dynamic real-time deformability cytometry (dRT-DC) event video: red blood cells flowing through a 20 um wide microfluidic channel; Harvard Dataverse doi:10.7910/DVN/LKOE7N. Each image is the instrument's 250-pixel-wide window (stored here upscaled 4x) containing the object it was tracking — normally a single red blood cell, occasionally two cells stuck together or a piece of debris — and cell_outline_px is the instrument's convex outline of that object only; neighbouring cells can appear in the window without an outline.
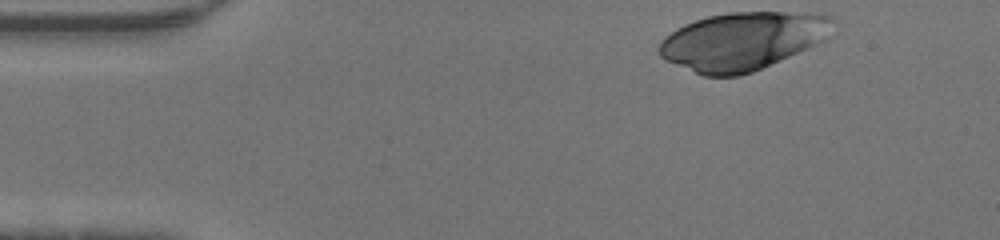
{"species": "human", "species_latin": "Homo sapiens", "temperature_condition": "warm", "stored_images_in_passage": 41, "camera_frame_rate_fps": 3000, "um_per_image_px": 0.085, "donor": {"sex": "male"}, "frame": {"image": 1, "passage_image": 1, "time_ms": 0.0, "image_size_px": [1000, 240], "cell_outline_px": [[836, 20], [828, 36], [824, 40], [808, 48], [752, 72], [736, 76], [704, 76], [664, 60], [656, 52], [656, 48], [660, 40], [664, 36], [676, 28], [684, 24], [708, 16], [728, 12], [808, 12], [836, 16]], "centroid_in_image_um": [63.1, 3.47], "position_along_channel_um": 21.9, "area_um2": 59.19}}
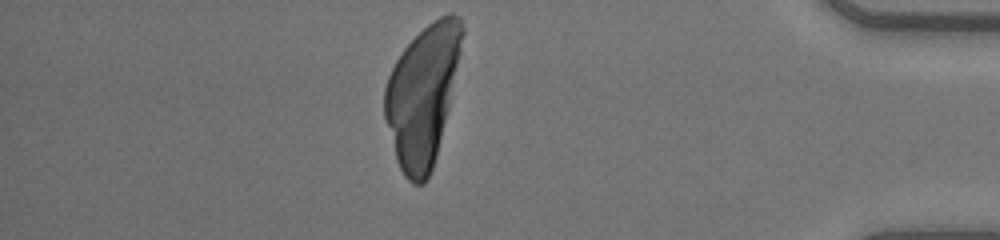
{"frame": {"image": 2, "passage_image": 35, "time_ms": 11.333, "image_size_px": [1000, 240], "cell_outline_px": [[464, 32], [460, 52], [448, 108], [436, 156], [432, 168], [424, 184], [412, 184], [404, 176], [396, 160], [384, 116], [384, 88], [388, 76], [396, 60], [404, 48], [428, 24], [440, 16], [448, 12], [452, 12], [460, 16], [464, 28]], "centroid_in_image_um": [35.9, 8.07], "position_along_channel_um": 399.3, "area_um2": 62.48}}